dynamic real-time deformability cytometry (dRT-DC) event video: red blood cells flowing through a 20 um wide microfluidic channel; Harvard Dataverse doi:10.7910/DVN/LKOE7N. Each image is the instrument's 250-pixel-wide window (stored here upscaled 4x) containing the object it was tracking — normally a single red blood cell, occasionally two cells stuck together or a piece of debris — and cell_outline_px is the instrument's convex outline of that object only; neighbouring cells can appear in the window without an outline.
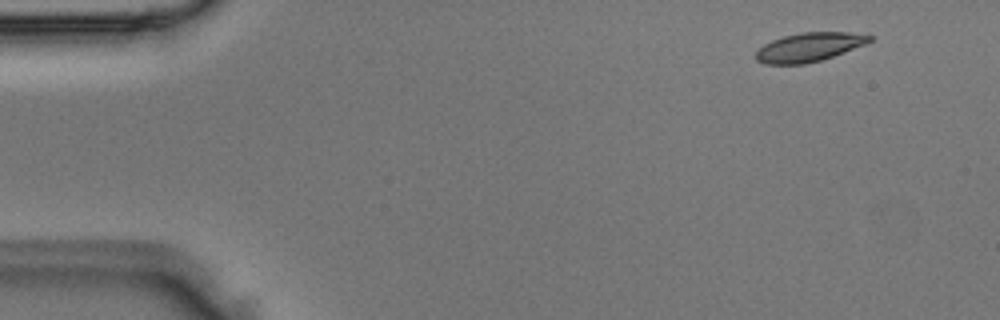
{"species": "Egyptian fruit bat (a non-hibernating species)", "species_latin": "Rousettus aegyptiacus", "temperature_condition": "room temperature", "stored_images_in_passage": 4, "segment_of_instrument_passage": [1, 2], "camera_frame_rate_fps": 3000, "um_per_image_px": 0.085, "animal": {"sex": "male"}, "frame": {"image": 1, "passage_image": 1, "time_ms": 0.0, "image_size_px": [1000, 320], "cell_outline_px": [[872, 40], [864, 44], [832, 56], [820, 60], [804, 64], [764, 64], [756, 60], [756, 52], [764, 44], [772, 40], [784, 36], [800, 32], [848, 32], [872, 36]], "centroid_in_image_um": [68.73, 4.0], "position_along_channel_um": 16.3, "area_um2": 18.84}}